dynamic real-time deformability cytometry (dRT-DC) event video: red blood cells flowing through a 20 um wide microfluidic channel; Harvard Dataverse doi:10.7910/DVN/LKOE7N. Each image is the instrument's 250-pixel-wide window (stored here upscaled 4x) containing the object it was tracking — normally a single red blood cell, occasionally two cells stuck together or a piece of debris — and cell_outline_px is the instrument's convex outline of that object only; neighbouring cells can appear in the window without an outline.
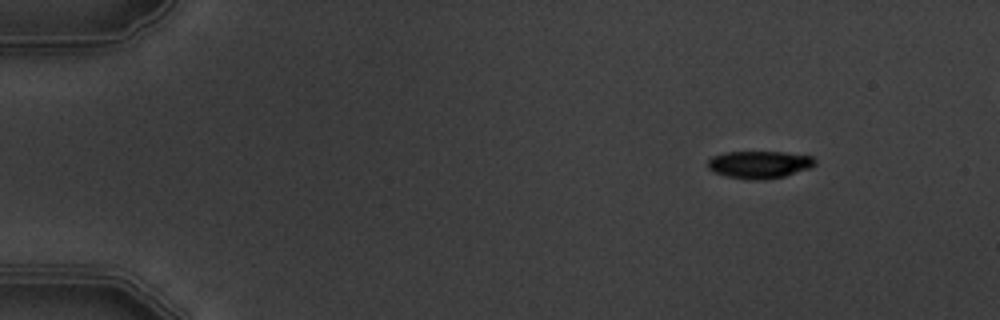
{"species": "common noctule bat (a hibernating species)", "species_latin": "Nyctalus noctula", "temperature_condition": "warm", "stored_images_in_passage": 6, "segment_of_instrument_passage": [1, 2], "camera_frame_rate_fps": 3000, "um_per_image_px": 0.085, "animal": {"sex": "male", "body_mass_g": 19.5, "forearm_length_mm": 54.6}, "frame": {"image": 1, "passage_image": 2, "time_ms": 1.0, "image_size_px": [1000, 320], "cell_outline_px": [[816, 164], [808, 168], [784, 176], [764, 180], [744, 180], [712, 172], [708, 168], [708, 160], [712, 156], [724, 152], [784, 152], [812, 156], [816, 160]], "centroid_in_image_um": [64.51, 13.99], "position_along_channel_um": 20.5, "area_um2": 17.22}}